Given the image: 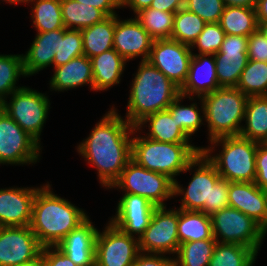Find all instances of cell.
<instances>
[{
    "label": "cell",
    "mask_w": 267,
    "mask_h": 266,
    "mask_svg": "<svg viewBox=\"0 0 267 266\" xmlns=\"http://www.w3.org/2000/svg\"><path fill=\"white\" fill-rule=\"evenodd\" d=\"M185 0H153L151 8L176 13L179 9L184 8Z\"/></svg>",
    "instance_id": "obj_49"
},
{
    "label": "cell",
    "mask_w": 267,
    "mask_h": 266,
    "mask_svg": "<svg viewBox=\"0 0 267 266\" xmlns=\"http://www.w3.org/2000/svg\"><path fill=\"white\" fill-rule=\"evenodd\" d=\"M44 266H76L56 246L44 247Z\"/></svg>",
    "instance_id": "obj_47"
},
{
    "label": "cell",
    "mask_w": 267,
    "mask_h": 266,
    "mask_svg": "<svg viewBox=\"0 0 267 266\" xmlns=\"http://www.w3.org/2000/svg\"><path fill=\"white\" fill-rule=\"evenodd\" d=\"M140 253L139 240L110 221L96 237L95 266H132Z\"/></svg>",
    "instance_id": "obj_13"
},
{
    "label": "cell",
    "mask_w": 267,
    "mask_h": 266,
    "mask_svg": "<svg viewBox=\"0 0 267 266\" xmlns=\"http://www.w3.org/2000/svg\"><path fill=\"white\" fill-rule=\"evenodd\" d=\"M201 99L207 132L209 131L208 142L219 137L240 135L248 99L241 90L236 87H220Z\"/></svg>",
    "instance_id": "obj_6"
},
{
    "label": "cell",
    "mask_w": 267,
    "mask_h": 266,
    "mask_svg": "<svg viewBox=\"0 0 267 266\" xmlns=\"http://www.w3.org/2000/svg\"><path fill=\"white\" fill-rule=\"evenodd\" d=\"M113 188L145 197L156 207H165L167 205L164 201L174 198L172 179L165 174L145 169L132 159L109 189Z\"/></svg>",
    "instance_id": "obj_8"
},
{
    "label": "cell",
    "mask_w": 267,
    "mask_h": 266,
    "mask_svg": "<svg viewBox=\"0 0 267 266\" xmlns=\"http://www.w3.org/2000/svg\"><path fill=\"white\" fill-rule=\"evenodd\" d=\"M236 88L247 97L267 96V62L248 59Z\"/></svg>",
    "instance_id": "obj_38"
},
{
    "label": "cell",
    "mask_w": 267,
    "mask_h": 266,
    "mask_svg": "<svg viewBox=\"0 0 267 266\" xmlns=\"http://www.w3.org/2000/svg\"><path fill=\"white\" fill-rule=\"evenodd\" d=\"M178 207H156L149 226L139 240L140 252L175 256L179 249Z\"/></svg>",
    "instance_id": "obj_12"
},
{
    "label": "cell",
    "mask_w": 267,
    "mask_h": 266,
    "mask_svg": "<svg viewBox=\"0 0 267 266\" xmlns=\"http://www.w3.org/2000/svg\"><path fill=\"white\" fill-rule=\"evenodd\" d=\"M265 236L267 235V225L263 228Z\"/></svg>",
    "instance_id": "obj_56"
},
{
    "label": "cell",
    "mask_w": 267,
    "mask_h": 266,
    "mask_svg": "<svg viewBox=\"0 0 267 266\" xmlns=\"http://www.w3.org/2000/svg\"><path fill=\"white\" fill-rule=\"evenodd\" d=\"M225 36L226 33L219 23H207L196 41L192 44L191 50L194 51L197 48V54L214 55L220 50Z\"/></svg>",
    "instance_id": "obj_41"
},
{
    "label": "cell",
    "mask_w": 267,
    "mask_h": 266,
    "mask_svg": "<svg viewBox=\"0 0 267 266\" xmlns=\"http://www.w3.org/2000/svg\"><path fill=\"white\" fill-rule=\"evenodd\" d=\"M248 59L267 62V39L257 29L248 37Z\"/></svg>",
    "instance_id": "obj_44"
},
{
    "label": "cell",
    "mask_w": 267,
    "mask_h": 266,
    "mask_svg": "<svg viewBox=\"0 0 267 266\" xmlns=\"http://www.w3.org/2000/svg\"><path fill=\"white\" fill-rule=\"evenodd\" d=\"M40 187L0 188V227L29 226Z\"/></svg>",
    "instance_id": "obj_19"
},
{
    "label": "cell",
    "mask_w": 267,
    "mask_h": 266,
    "mask_svg": "<svg viewBox=\"0 0 267 266\" xmlns=\"http://www.w3.org/2000/svg\"><path fill=\"white\" fill-rule=\"evenodd\" d=\"M42 248L29 226L0 227V266H18L30 261Z\"/></svg>",
    "instance_id": "obj_15"
},
{
    "label": "cell",
    "mask_w": 267,
    "mask_h": 266,
    "mask_svg": "<svg viewBox=\"0 0 267 266\" xmlns=\"http://www.w3.org/2000/svg\"><path fill=\"white\" fill-rule=\"evenodd\" d=\"M257 255L245 245L217 242L209 266H254Z\"/></svg>",
    "instance_id": "obj_34"
},
{
    "label": "cell",
    "mask_w": 267,
    "mask_h": 266,
    "mask_svg": "<svg viewBox=\"0 0 267 266\" xmlns=\"http://www.w3.org/2000/svg\"><path fill=\"white\" fill-rule=\"evenodd\" d=\"M207 23L185 8L175 13L171 39L192 46Z\"/></svg>",
    "instance_id": "obj_39"
},
{
    "label": "cell",
    "mask_w": 267,
    "mask_h": 266,
    "mask_svg": "<svg viewBox=\"0 0 267 266\" xmlns=\"http://www.w3.org/2000/svg\"><path fill=\"white\" fill-rule=\"evenodd\" d=\"M66 29L37 32L30 48L23 55V69L26 77L38 74L52 65L58 51L59 36Z\"/></svg>",
    "instance_id": "obj_23"
},
{
    "label": "cell",
    "mask_w": 267,
    "mask_h": 266,
    "mask_svg": "<svg viewBox=\"0 0 267 266\" xmlns=\"http://www.w3.org/2000/svg\"><path fill=\"white\" fill-rule=\"evenodd\" d=\"M135 127L141 131H143L144 127H148L149 132H146V135L144 134V136L158 142H192L190 137L178 126L175 118H172V115L168 109L146 116Z\"/></svg>",
    "instance_id": "obj_26"
},
{
    "label": "cell",
    "mask_w": 267,
    "mask_h": 266,
    "mask_svg": "<svg viewBox=\"0 0 267 266\" xmlns=\"http://www.w3.org/2000/svg\"><path fill=\"white\" fill-rule=\"evenodd\" d=\"M187 97L183 95H179L169 106L168 110L170 111L172 118L178 123V126L190 137L195 134L199 128L204 125L205 117H204V104L201 97H189V100L196 101L195 99L200 101V108L197 103L193 102L190 105H183V99ZM202 113V115H201Z\"/></svg>",
    "instance_id": "obj_32"
},
{
    "label": "cell",
    "mask_w": 267,
    "mask_h": 266,
    "mask_svg": "<svg viewBox=\"0 0 267 266\" xmlns=\"http://www.w3.org/2000/svg\"><path fill=\"white\" fill-rule=\"evenodd\" d=\"M102 10L107 16L117 15L115 9H121V0H75Z\"/></svg>",
    "instance_id": "obj_48"
},
{
    "label": "cell",
    "mask_w": 267,
    "mask_h": 266,
    "mask_svg": "<svg viewBox=\"0 0 267 266\" xmlns=\"http://www.w3.org/2000/svg\"><path fill=\"white\" fill-rule=\"evenodd\" d=\"M36 32L66 29L62 18L61 0H28Z\"/></svg>",
    "instance_id": "obj_33"
},
{
    "label": "cell",
    "mask_w": 267,
    "mask_h": 266,
    "mask_svg": "<svg viewBox=\"0 0 267 266\" xmlns=\"http://www.w3.org/2000/svg\"><path fill=\"white\" fill-rule=\"evenodd\" d=\"M83 54L81 30L66 29L59 36L58 51L53 60V67L66 64Z\"/></svg>",
    "instance_id": "obj_40"
},
{
    "label": "cell",
    "mask_w": 267,
    "mask_h": 266,
    "mask_svg": "<svg viewBox=\"0 0 267 266\" xmlns=\"http://www.w3.org/2000/svg\"><path fill=\"white\" fill-rule=\"evenodd\" d=\"M211 221L213 237L218 243L245 245L258 254L266 238L259 223L230 206L213 213Z\"/></svg>",
    "instance_id": "obj_9"
},
{
    "label": "cell",
    "mask_w": 267,
    "mask_h": 266,
    "mask_svg": "<svg viewBox=\"0 0 267 266\" xmlns=\"http://www.w3.org/2000/svg\"><path fill=\"white\" fill-rule=\"evenodd\" d=\"M153 0H121V8L133 10L134 15L142 9L151 6Z\"/></svg>",
    "instance_id": "obj_50"
},
{
    "label": "cell",
    "mask_w": 267,
    "mask_h": 266,
    "mask_svg": "<svg viewBox=\"0 0 267 266\" xmlns=\"http://www.w3.org/2000/svg\"><path fill=\"white\" fill-rule=\"evenodd\" d=\"M258 30L267 39V21L266 22H258Z\"/></svg>",
    "instance_id": "obj_54"
},
{
    "label": "cell",
    "mask_w": 267,
    "mask_h": 266,
    "mask_svg": "<svg viewBox=\"0 0 267 266\" xmlns=\"http://www.w3.org/2000/svg\"><path fill=\"white\" fill-rule=\"evenodd\" d=\"M47 182L36 192L30 229L42 247L57 246L89 216L84 209L55 194Z\"/></svg>",
    "instance_id": "obj_2"
},
{
    "label": "cell",
    "mask_w": 267,
    "mask_h": 266,
    "mask_svg": "<svg viewBox=\"0 0 267 266\" xmlns=\"http://www.w3.org/2000/svg\"><path fill=\"white\" fill-rule=\"evenodd\" d=\"M46 93L23 86L12 92L0 107L41 145V133L49 117L50 99Z\"/></svg>",
    "instance_id": "obj_7"
},
{
    "label": "cell",
    "mask_w": 267,
    "mask_h": 266,
    "mask_svg": "<svg viewBox=\"0 0 267 266\" xmlns=\"http://www.w3.org/2000/svg\"><path fill=\"white\" fill-rule=\"evenodd\" d=\"M248 37L227 35L215 53L216 74L220 87H236L248 61Z\"/></svg>",
    "instance_id": "obj_16"
},
{
    "label": "cell",
    "mask_w": 267,
    "mask_h": 266,
    "mask_svg": "<svg viewBox=\"0 0 267 266\" xmlns=\"http://www.w3.org/2000/svg\"><path fill=\"white\" fill-rule=\"evenodd\" d=\"M140 134L141 131L135 127L131 159L145 169L167 175L173 181L201 153L202 147L191 143L158 142Z\"/></svg>",
    "instance_id": "obj_4"
},
{
    "label": "cell",
    "mask_w": 267,
    "mask_h": 266,
    "mask_svg": "<svg viewBox=\"0 0 267 266\" xmlns=\"http://www.w3.org/2000/svg\"><path fill=\"white\" fill-rule=\"evenodd\" d=\"M201 152L228 182H254L258 143L238 136H224L209 141ZM222 147L216 154V148ZM213 153V154H212ZM212 154V155H211Z\"/></svg>",
    "instance_id": "obj_5"
},
{
    "label": "cell",
    "mask_w": 267,
    "mask_h": 266,
    "mask_svg": "<svg viewBox=\"0 0 267 266\" xmlns=\"http://www.w3.org/2000/svg\"><path fill=\"white\" fill-rule=\"evenodd\" d=\"M218 23L227 35L249 37L258 29L255 7L225 6Z\"/></svg>",
    "instance_id": "obj_30"
},
{
    "label": "cell",
    "mask_w": 267,
    "mask_h": 266,
    "mask_svg": "<svg viewBox=\"0 0 267 266\" xmlns=\"http://www.w3.org/2000/svg\"><path fill=\"white\" fill-rule=\"evenodd\" d=\"M229 206L253 218L263 228L267 225V190L254 182H229Z\"/></svg>",
    "instance_id": "obj_22"
},
{
    "label": "cell",
    "mask_w": 267,
    "mask_h": 266,
    "mask_svg": "<svg viewBox=\"0 0 267 266\" xmlns=\"http://www.w3.org/2000/svg\"><path fill=\"white\" fill-rule=\"evenodd\" d=\"M179 243L199 240H215L212 233L211 216L202 211L178 209Z\"/></svg>",
    "instance_id": "obj_28"
},
{
    "label": "cell",
    "mask_w": 267,
    "mask_h": 266,
    "mask_svg": "<svg viewBox=\"0 0 267 266\" xmlns=\"http://www.w3.org/2000/svg\"><path fill=\"white\" fill-rule=\"evenodd\" d=\"M254 183L267 190V143H258L256 152V178Z\"/></svg>",
    "instance_id": "obj_45"
},
{
    "label": "cell",
    "mask_w": 267,
    "mask_h": 266,
    "mask_svg": "<svg viewBox=\"0 0 267 266\" xmlns=\"http://www.w3.org/2000/svg\"><path fill=\"white\" fill-rule=\"evenodd\" d=\"M61 11L66 29L82 30L108 17L102 10L75 0H61Z\"/></svg>",
    "instance_id": "obj_31"
},
{
    "label": "cell",
    "mask_w": 267,
    "mask_h": 266,
    "mask_svg": "<svg viewBox=\"0 0 267 266\" xmlns=\"http://www.w3.org/2000/svg\"><path fill=\"white\" fill-rule=\"evenodd\" d=\"M119 17L115 15L113 48L127 62L140 56L141 61H147L154 39L135 17L125 20Z\"/></svg>",
    "instance_id": "obj_18"
},
{
    "label": "cell",
    "mask_w": 267,
    "mask_h": 266,
    "mask_svg": "<svg viewBox=\"0 0 267 266\" xmlns=\"http://www.w3.org/2000/svg\"><path fill=\"white\" fill-rule=\"evenodd\" d=\"M115 15L81 30L83 54L88 58L113 49Z\"/></svg>",
    "instance_id": "obj_29"
},
{
    "label": "cell",
    "mask_w": 267,
    "mask_h": 266,
    "mask_svg": "<svg viewBox=\"0 0 267 266\" xmlns=\"http://www.w3.org/2000/svg\"><path fill=\"white\" fill-rule=\"evenodd\" d=\"M132 266H174L173 256L140 252Z\"/></svg>",
    "instance_id": "obj_46"
},
{
    "label": "cell",
    "mask_w": 267,
    "mask_h": 266,
    "mask_svg": "<svg viewBox=\"0 0 267 266\" xmlns=\"http://www.w3.org/2000/svg\"><path fill=\"white\" fill-rule=\"evenodd\" d=\"M255 11L257 22L267 21V0H256Z\"/></svg>",
    "instance_id": "obj_51"
},
{
    "label": "cell",
    "mask_w": 267,
    "mask_h": 266,
    "mask_svg": "<svg viewBox=\"0 0 267 266\" xmlns=\"http://www.w3.org/2000/svg\"><path fill=\"white\" fill-rule=\"evenodd\" d=\"M88 217L70 231L56 246L76 266H95V246L98 229Z\"/></svg>",
    "instance_id": "obj_21"
},
{
    "label": "cell",
    "mask_w": 267,
    "mask_h": 266,
    "mask_svg": "<svg viewBox=\"0 0 267 266\" xmlns=\"http://www.w3.org/2000/svg\"><path fill=\"white\" fill-rule=\"evenodd\" d=\"M91 59L94 91H106L120 84L127 61L113 48Z\"/></svg>",
    "instance_id": "obj_25"
},
{
    "label": "cell",
    "mask_w": 267,
    "mask_h": 266,
    "mask_svg": "<svg viewBox=\"0 0 267 266\" xmlns=\"http://www.w3.org/2000/svg\"><path fill=\"white\" fill-rule=\"evenodd\" d=\"M25 77L22 54H0V104L23 86L18 85L19 78Z\"/></svg>",
    "instance_id": "obj_37"
},
{
    "label": "cell",
    "mask_w": 267,
    "mask_h": 266,
    "mask_svg": "<svg viewBox=\"0 0 267 266\" xmlns=\"http://www.w3.org/2000/svg\"><path fill=\"white\" fill-rule=\"evenodd\" d=\"M216 243V240H199L180 244L174 266H209Z\"/></svg>",
    "instance_id": "obj_36"
},
{
    "label": "cell",
    "mask_w": 267,
    "mask_h": 266,
    "mask_svg": "<svg viewBox=\"0 0 267 266\" xmlns=\"http://www.w3.org/2000/svg\"><path fill=\"white\" fill-rule=\"evenodd\" d=\"M134 17L154 40L171 38L175 13L148 7L137 12Z\"/></svg>",
    "instance_id": "obj_35"
},
{
    "label": "cell",
    "mask_w": 267,
    "mask_h": 266,
    "mask_svg": "<svg viewBox=\"0 0 267 266\" xmlns=\"http://www.w3.org/2000/svg\"><path fill=\"white\" fill-rule=\"evenodd\" d=\"M194 173L192 174V172ZM190 172L192 178L186 188L174 181L173 196H181L178 209L188 211H202L204 204H210L211 187L221 178L215 166L201 152L187 166L184 172Z\"/></svg>",
    "instance_id": "obj_11"
},
{
    "label": "cell",
    "mask_w": 267,
    "mask_h": 266,
    "mask_svg": "<svg viewBox=\"0 0 267 266\" xmlns=\"http://www.w3.org/2000/svg\"><path fill=\"white\" fill-rule=\"evenodd\" d=\"M124 194V195H123ZM110 222L124 233L139 239L149 226L156 206L145 197L123 193Z\"/></svg>",
    "instance_id": "obj_17"
},
{
    "label": "cell",
    "mask_w": 267,
    "mask_h": 266,
    "mask_svg": "<svg viewBox=\"0 0 267 266\" xmlns=\"http://www.w3.org/2000/svg\"><path fill=\"white\" fill-rule=\"evenodd\" d=\"M226 6L255 7L256 0H224Z\"/></svg>",
    "instance_id": "obj_52"
},
{
    "label": "cell",
    "mask_w": 267,
    "mask_h": 266,
    "mask_svg": "<svg viewBox=\"0 0 267 266\" xmlns=\"http://www.w3.org/2000/svg\"><path fill=\"white\" fill-rule=\"evenodd\" d=\"M42 146L0 107V165L39 162Z\"/></svg>",
    "instance_id": "obj_10"
},
{
    "label": "cell",
    "mask_w": 267,
    "mask_h": 266,
    "mask_svg": "<svg viewBox=\"0 0 267 266\" xmlns=\"http://www.w3.org/2000/svg\"><path fill=\"white\" fill-rule=\"evenodd\" d=\"M224 0H185L184 8L206 23H218L225 9Z\"/></svg>",
    "instance_id": "obj_42"
},
{
    "label": "cell",
    "mask_w": 267,
    "mask_h": 266,
    "mask_svg": "<svg viewBox=\"0 0 267 266\" xmlns=\"http://www.w3.org/2000/svg\"><path fill=\"white\" fill-rule=\"evenodd\" d=\"M193 51L191 46L171 38L154 40L148 62L179 88L187 78Z\"/></svg>",
    "instance_id": "obj_14"
},
{
    "label": "cell",
    "mask_w": 267,
    "mask_h": 266,
    "mask_svg": "<svg viewBox=\"0 0 267 266\" xmlns=\"http://www.w3.org/2000/svg\"><path fill=\"white\" fill-rule=\"evenodd\" d=\"M18 266H44V247L37 257Z\"/></svg>",
    "instance_id": "obj_53"
},
{
    "label": "cell",
    "mask_w": 267,
    "mask_h": 266,
    "mask_svg": "<svg viewBox=\"0 0 267 266\" xmlns=\"http://www.w3.org/2000/svg\"><path fill=\"white\" fill-rule=\"evenodd\" d=\"M229 182L220 178L212 187L210 194V204H204V213L212 215L213 213L229 207L228 198Z\"/></svg>",
    "instance_id": "obj_43"
},
{
    "label": "cell",
    "mask_w": 267,
    "mask_h": 266,
    "mask_svg": "<svg viewBox=\"0 0 267 266\" xmlns=\"http://www.w3.org/2000/svg\"><path fill=\"white\" fill-rule=\"evenodd\" d=\"M219 88L215 55L193 52L187 78L179 88L180 94L187 98L202 97Z\"/></svg>",
    "instance_id": "obj_20"
},
{
    "label": "cell",
    "mask_w": 267,
    "mask_h": 266,
    "mask_svg": "<svg viewBox=\"0 0 267 266\" xmlns=\"http://www.w3.org/2000/svg\"><path fill=\"white\" fill-rule=\"evenodd\" d=\"M53 68L54 74L48 83L51 91L63 92L88 84L89 89L94 91L92 63L87 56L82 55Z\"/></svg>",
    "instance_id": "obj_24"
},
{
    "label": "cell",
    "mask_w": 267,
    "mask_h": 266,
    "mask_svg": "<svg viewBox=\"0 0 267 266\" xmlns=\"http://www.w3.org/2000/svg\"><path fill=\"white\" fill-rule=\"evenodd\" d=\"M133 76L124 116L132 126L150 114L166 110L180 95L179 87L148 61H140Z\"/></svg>",
    "instance_id": "obj_3"
},
{
    "label": "cell",
    "mask_w": 267,
    "mask_h": 266,
    "mask_svg": "<svg viewBox=\"0 0 267 266\" xmlns=\"http://www.w3.org/2000/svg\"><path fill=\"white\" fill-rule=\"evenodd\" d=\"M240 136L257 143H267V96L248 97Z\"/></svg>",
    "instance_id": "obj_27"
},
{
    "label": "cell",
    "mask_w": 267,
    "mask_h": 266,
    "mask_svg": "<svg viewBox=\"0 0 267 266\" xmlns=\"http://www.w3.org/2000/svg\"><path fill=\"white\" fill-rule=\"evenodd\" d=\"M134 128L113 104L76 146L79 155L96 169L102 187L109 189L131 160Z\"/></svg>",
    "instance_id": "obj_1"
},
{
    "label": "cell",
    "mask_w": 267,
    "mask_h": 266,
    "mask_svg": "<svg viewBox=\"0 0 267 266\" xmlns=\"http://www.w3.org/2000/svg\"><path fill=\"white\" fill-rule=\"evenodd\" d=\"M0 1H2V2H6L7 4L9 3V4H11V5H14V6H16L17 4H21V3H24V4H26V3H28V0H0ZM1 3V2H0ZM16 4V5H15Z\"/></svg>",
    "instance_id": "obj_55"
}]
</instances>
